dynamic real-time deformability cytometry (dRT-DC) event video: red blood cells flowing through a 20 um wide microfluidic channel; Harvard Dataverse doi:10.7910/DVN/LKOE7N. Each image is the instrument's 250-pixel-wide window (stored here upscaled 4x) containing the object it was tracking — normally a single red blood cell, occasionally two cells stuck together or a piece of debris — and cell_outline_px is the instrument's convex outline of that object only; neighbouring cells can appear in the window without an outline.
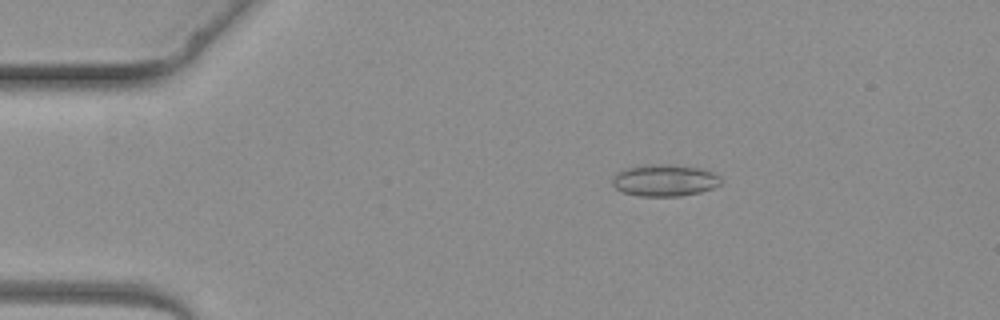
{"species": "common noctule bat (a hibernating species)", "species_latin": "Nyctalus noctula", "temperature_condition": "warm", "stored_images_in_passage": 5, "camera_frame_rate_fps": 3000, "um_per_image_px": 0.085, "animal": {"sex": "female", "body_mass_g": 19.3, "forearm_length_mm": 54.1}, "frame": {"image": 1, "passage_image": 3, "time_ms": 2.333, "image_size_px": [1000, 320], "cell_outline_px": [[720, 184], [712, 188], [700, 192], [680, 196], [640, 196], [624, 192], [616, 188], [612, 184], [612, 180], [620, 172], [628, 168], [644, 164], [664, 164], [700, 168], [712, 172], [720, 176]], "centroid_in_image_um": [56.51, 15.33], "position_along_channel_um": 28.5, "area_um2": 19.83}}